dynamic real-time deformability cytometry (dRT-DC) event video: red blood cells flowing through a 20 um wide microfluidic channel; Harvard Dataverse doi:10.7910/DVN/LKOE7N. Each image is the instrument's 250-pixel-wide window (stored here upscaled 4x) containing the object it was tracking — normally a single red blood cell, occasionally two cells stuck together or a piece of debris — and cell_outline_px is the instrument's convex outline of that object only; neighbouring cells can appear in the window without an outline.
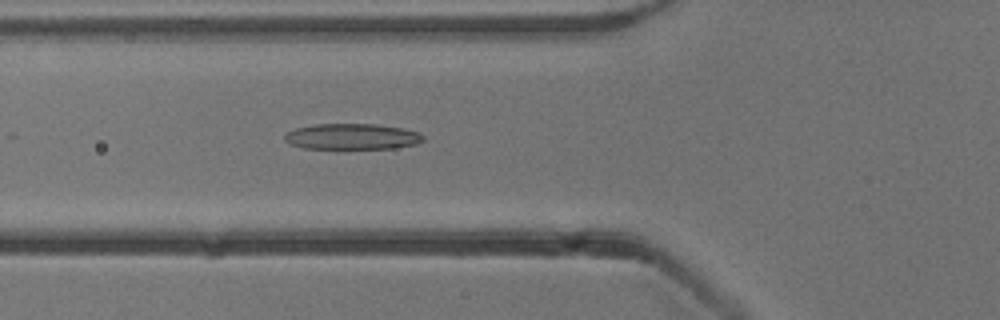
{"species": "common noctule bat (a hibernating species)", "species_latin": "Nyctalus noctula", "temperature_condition": "cold", "stored_images_in_passage": 55, "camera_frame_rate_fps": 3000, "um_per_image_px": 0.085, "animal": {"sex": "male", "body_mass_g": 13.3}, "frame": {"image": 1, "passage_image": 20, "time_ms": 6.333, "image_size_px": [1000, 320], "cell_outline_px": [[424, 140], [416, 144], [396, 148], [304, 148], [292, 144], [284, 140], [284, 136], [288, 132], [296, 128], [316, 124], [376, 124], [404, 128], [420, 132], [424, 136]], "centroid_in_image_um": [29.98, 11.6], "position_along_channel_um": 95.8, "area_um2": 20.81}}
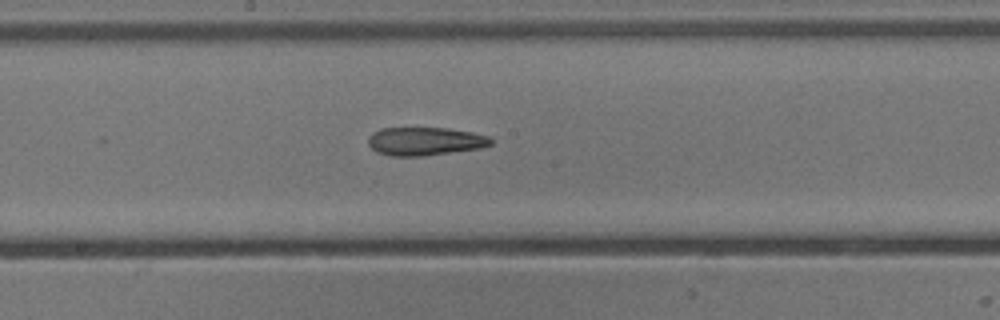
{"frame": {"image": 2, "passage_image": 29, "time_ms": 9.333, "image_size_px": [1000, 320], "cell_outline_px": [[492, 144], [480, 148], [424, 156], [392, 156], [376, 152], [368, 144], [368, 136], [372, 132], [380, 128], [448, 128], [472, 132], [488, 136], [492, 140]], "centroid_in_image_um": [36.09, 12.0], "position_along_channel_um": 212.1, "area_um2": 20.29}}
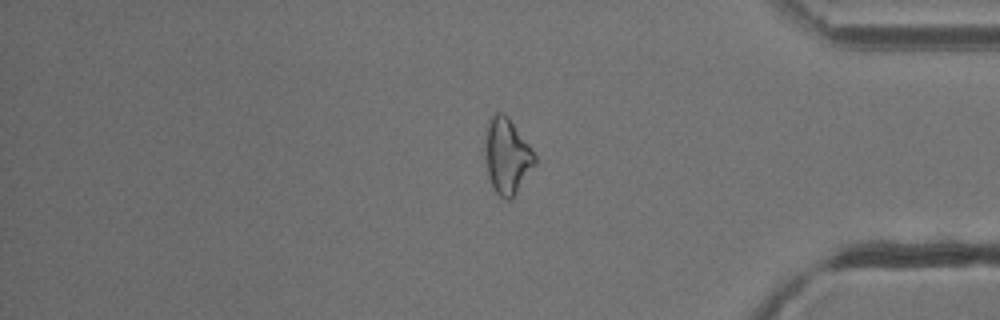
{"frame": {"image": 3, "passage_image": 45, "time_ms": 14.667, "image_size_px": [1000, 320], "cell_outline_px": [[536, 164], [516, 192], [508, 200], [504, 200], [496, 192], [488, 176], [484, 156], [484, 144], [488, 124], [492, 116], [496, 112], [500, 112], [508, 116], [528, 144], [536, 156]], "centroid_in_image_um": [43.08, 13.26], "position_along_channel_um": 392.1, "area_um2": 21.68}, "authors_computed_cell_mechanics": {"area_um2": 21.5594, "velocity_mm_per_s": 3.8333, "shape_relaxation_time_tau1_ms": 8.3472, "shape_relaxation_time_tau2_ms": 10.4776, "deformation_change_tau1": 0.1909, "deformation_change_tau2": 0.2568}}